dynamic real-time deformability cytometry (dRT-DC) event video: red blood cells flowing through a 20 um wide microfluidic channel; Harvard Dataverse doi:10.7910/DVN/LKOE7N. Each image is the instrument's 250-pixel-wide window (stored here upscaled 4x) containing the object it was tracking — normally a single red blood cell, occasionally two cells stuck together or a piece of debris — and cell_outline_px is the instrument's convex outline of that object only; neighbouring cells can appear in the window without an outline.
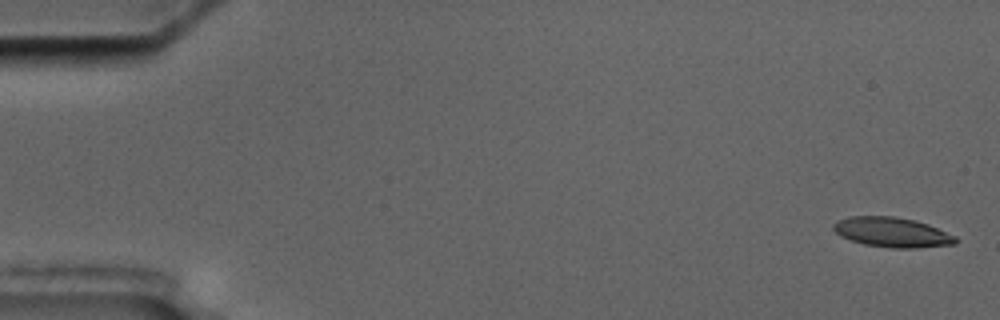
{"species": "common noctule bat (a hibernating species)", "species_latin": "Nyctalus noctula", "temperature_condition": "cold", "stored_images_in_passage": 5, "camera_frame_rate_fps": 3000, "um_per_image_px": 0.085, "animal": {"sex": "male", "body_mass_g": 17.5, "forearm_length_mm": 52.3}, "frame": {"image": 1, "passage_image": 1, "time_ms": 0.0, "image_size_px": [1000, 320], "cell_outline_px": [[960, 240], [956, 244], [916, 248], [892, 248], [864, 244], [840, 236], [832, 228], [832, 224], [836, 220], [848, 216], [892, 216], [912, 220], [928, 224], [956, 236]], "centroid_in_image_um": [75.83, 19.74], "position_along_channel_um": 9.2, "area_um2": 21.33}}